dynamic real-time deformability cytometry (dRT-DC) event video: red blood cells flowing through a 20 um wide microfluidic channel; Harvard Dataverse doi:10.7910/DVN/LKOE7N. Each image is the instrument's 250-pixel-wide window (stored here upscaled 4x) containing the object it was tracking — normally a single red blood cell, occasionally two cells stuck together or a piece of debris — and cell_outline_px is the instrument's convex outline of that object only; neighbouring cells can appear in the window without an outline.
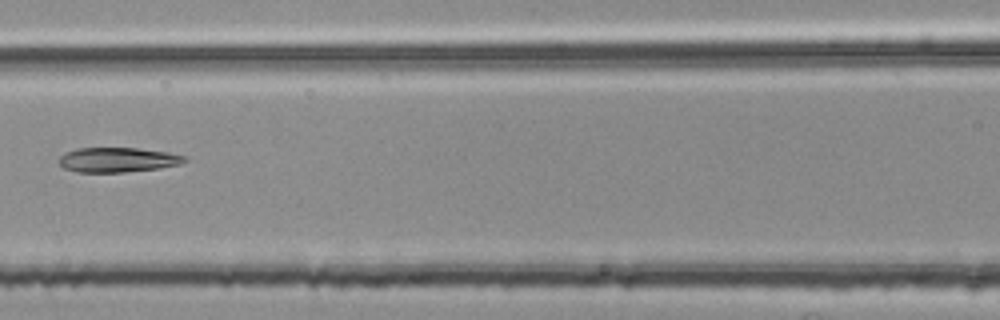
{"species": "common noctule bat (a hibernating species)", "species_latin": "Nyctalus noctula", "temperature_condition": "room temperature", "stored_images_in_passage": 6, "segment_of_instrument_passage": [1, 2], "camera_frame_rate_fps": 3000, "um_per_image_px": 0.085, "animal": {"sex": "female", "body_mass_g": 25.1}, "frame": {"image": 1, "passage_image": 5, "time_ms": 1.333, "image_size_px": [1000, 320], "cell_outline_px": [[188, 160], [180, 164], [160, 168], [124, 172], [76, 172], [64, 168], [56, 160], [64, 152], [76, 148], [136, 148], [168, 152], [188, 156]], "centroid_in_image_um": [9.99, 13.58], "position_along_channel_um": 156.6, "area_um2": 18.32}}